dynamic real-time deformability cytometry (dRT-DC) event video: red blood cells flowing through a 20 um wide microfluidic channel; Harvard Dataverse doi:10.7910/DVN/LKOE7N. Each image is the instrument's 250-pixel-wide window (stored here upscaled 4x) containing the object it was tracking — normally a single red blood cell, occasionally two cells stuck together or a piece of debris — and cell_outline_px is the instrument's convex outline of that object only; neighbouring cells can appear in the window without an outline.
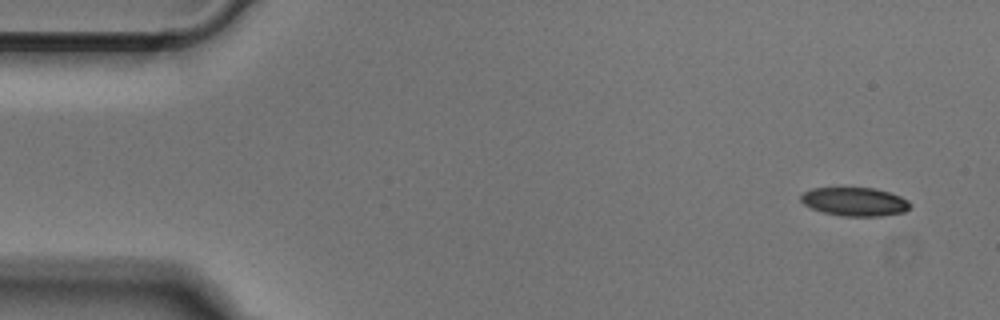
{"species": "Egyptian fruit bat (a non-hibernating species)", "species_latin": "Rousettus aegyptiacus", "temperature_condition": "cold", "stored_images_in_passage": 50, "segment_of_instrument_passage": [1, 2], "camera_frame_rate_fps": 3000, "um_per_image_px": 0.085, "animal": {"sex": "male"}, "frame": {"image": 1, "passage_image": 1, "time_ms": 0.0, "image_size_px": [1000, 320], "cell_outline_px": [[912, 204], [904, 212], [884, 216], [840, 216], [824, 212], [812, 208], [804, 204], [800, 200], [800, 196], [804, 192], [812, 188], [876, 188], [900, 196], [908, 200]], "centroid_in_image_um": [72.67, 17.14], "position_along_channel_um": 12.3, "area_um2": 18.21}}
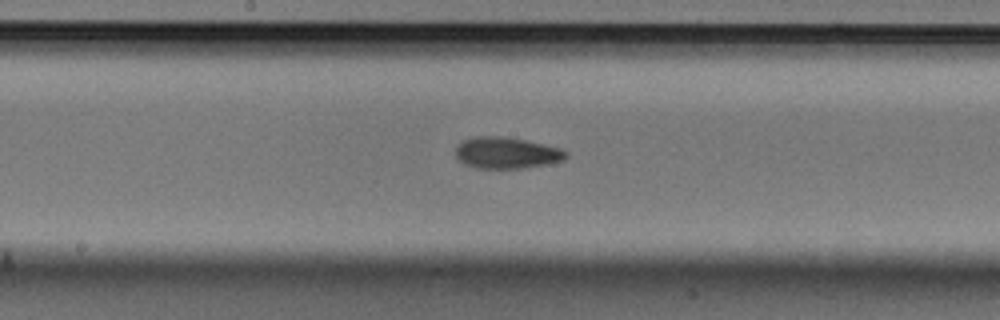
{"frame": {"image": 2, "passage_image": 24, "time_ms": 7.667, "image_size_px": [1000, 320], "cell_outline_px": [[568, 156], [564, 160], [548, 164], [524, 168], [476, 168], [464, 164], [456, 156], [456, 144], [464, 140], [476, 136], [504, 136], [524, 140], [560, 148], [568, 152]], "centroid_in_image_um": [43.05, 12.99], "position_along_channel_um": 205.1, "area_um2": 20.23}}
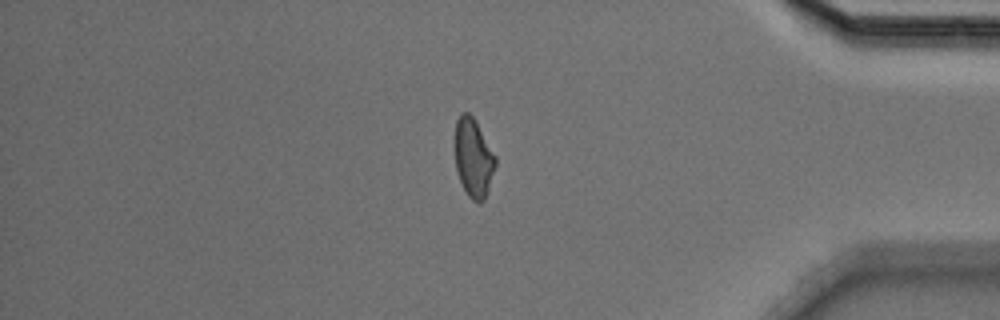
{"frame": {"image": 3, "passage_image": 41, "time_ms": 13.333, "image_size_px": [1000, 320], "cell_outline_px": [[496, 164], [484, 200], [480, 204], [476, 204], [468, 196], [460, 180], [456, 168], [456, 120], [460, 112], [468, 112], [472, 116], [496, 156]], "centroid_in_image_um": [40.24, 13.44], "position_along_channel_um": 395.0, "area_um2": 18.26}}